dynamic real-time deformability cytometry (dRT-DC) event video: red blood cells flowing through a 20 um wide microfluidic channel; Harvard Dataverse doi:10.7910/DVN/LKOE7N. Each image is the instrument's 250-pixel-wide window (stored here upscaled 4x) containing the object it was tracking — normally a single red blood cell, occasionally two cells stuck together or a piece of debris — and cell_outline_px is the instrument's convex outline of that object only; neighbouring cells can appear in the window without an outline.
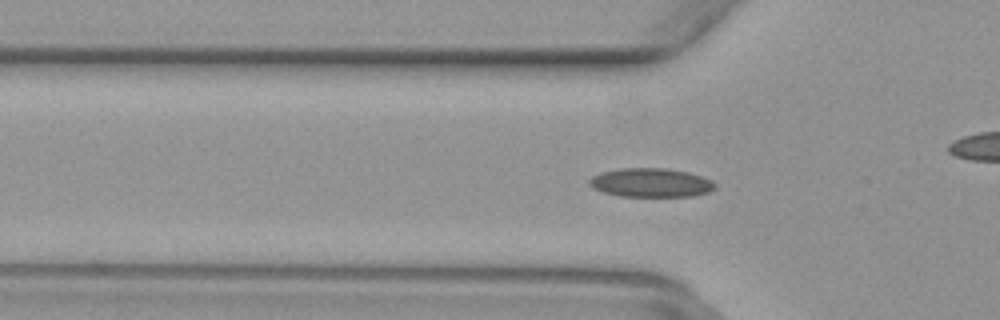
{"species": "common noctule bat (a hibernating species)", "species_latin": "Nyctalus noctula", "temperature_condition": "warm", "stored_images_in_passage": 37, "camera_frame_rate_fps": 3000, "um_per_image_px": 0.085, "animal": {"sex": "female", "body_mass_g": 29.2, "forearm_length_mm": 56.3}, "frame": {"image": 1, "passage_image": 2, "time_ms": 0.333, "image_size_px": [1000, 320], "cell_outline_px": [[716, 188], [708, 192], [692, 196], [620, 196], [604, 192], [592, 188], [588, 184], [588, 180], [592, 176], [600, 172], [620, 168], [664, 168], [688, 172], [712, 180], [716, 184]], "centroid_in_image_um": [55.3, 15.52], "position_along_channel_um": 70.5, "area_um2": 21.21}}
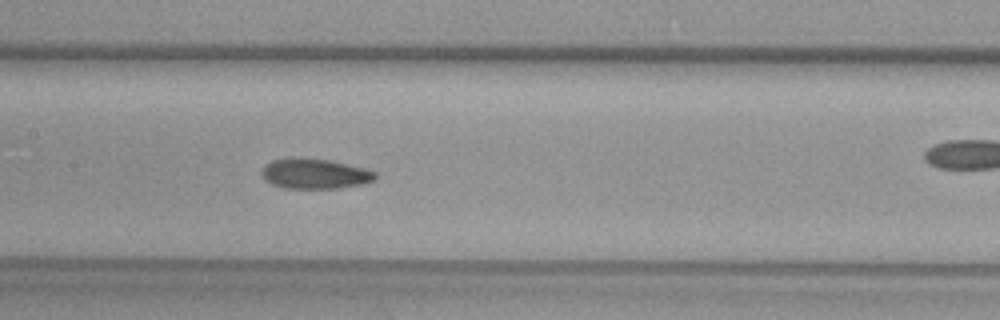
{"frame": {"image": 2, "passage_image": 10, "time_ms": 3.0, "image_size_px": [1000, 320], "cell_outline_px": [[376, 180], [364, 184], [340, 188], [284, 188], [272, 184], [264, 180], [260, 176], [260, 172], [264, 164], [272, 160], [288, 156], [300, 156], [332, 160], [364, 168], [376, 172]], "centroid_in_image_um": [26.71, 14.74], "position_along_channel_um": 180.7, "area_um2": 20.69}}
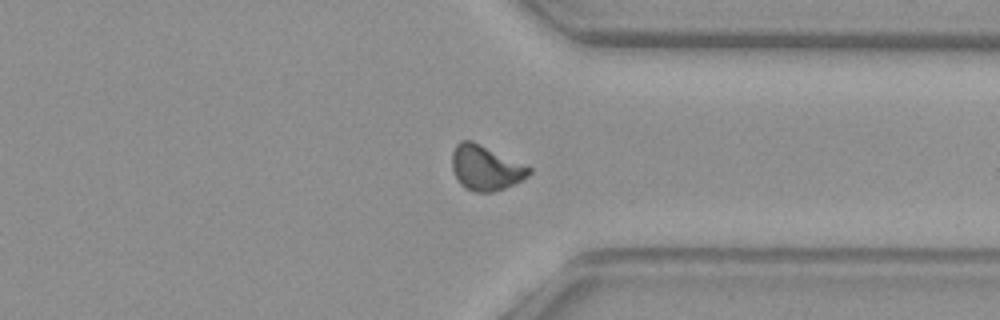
{"frame": {"image": 3, "passage_image": 24, "time_ms": 7.667, "image_size_px": [1000, 320], "cell_outline_px": [[532, 172], [528, 176], [504, 188], [492, 192], [472, 192], [464, 188], [456, 180], [452, 168], [452, 152], [456, 144], [460, 140], [472, 140], [532, 168]], "centroid_in_image_um": [41.23, 14.27], "position_along_channel_um": 370.2, "area_um2": 20.17}}